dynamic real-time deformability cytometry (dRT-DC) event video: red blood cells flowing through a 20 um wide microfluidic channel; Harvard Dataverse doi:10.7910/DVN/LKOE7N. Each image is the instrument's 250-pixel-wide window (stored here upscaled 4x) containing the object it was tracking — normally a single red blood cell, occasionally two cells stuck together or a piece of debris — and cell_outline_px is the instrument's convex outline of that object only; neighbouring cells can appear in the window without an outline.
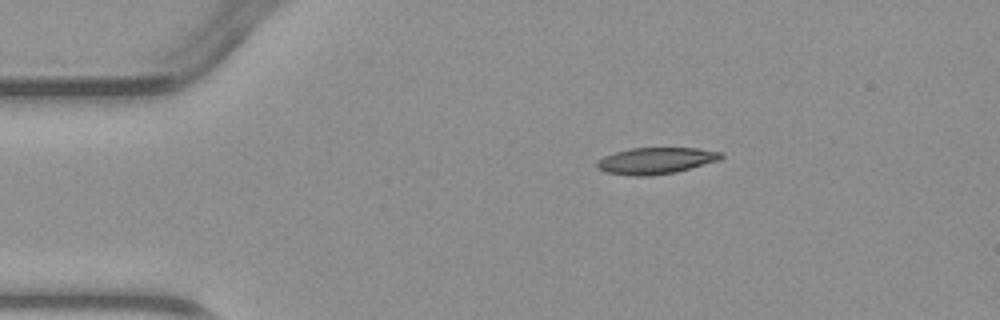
{"species": "common noctule bat (a hibernating species)", "species_latin": "Nyctalus noctula", "temperature_condition": "warm", "stored_images_in_passage": 5, "camera_frame_rate_fps": 3000, "um_per_image_px": 0.085, "animal": {"sex": "male", "body_mass_g": 23.1, "forearm_length_mm": 52.7}, "frame": {"image": 1, "passage_image": 5, "time_ms": 5.0, "image_size_px": [1000, 320], "cell_outline_px": [[724, 156], [720, 160], [676, 172], [652, 176], [632, 176], [604, 172], [596, 168], [596, 164], [604, 156], [616, 152], [632, 148], [696, 148], [724, 152]], "centroid_in_image_um": [55.77, 13.67], "position_along_channel_um": 29.2, "area_um2": 19.25}}